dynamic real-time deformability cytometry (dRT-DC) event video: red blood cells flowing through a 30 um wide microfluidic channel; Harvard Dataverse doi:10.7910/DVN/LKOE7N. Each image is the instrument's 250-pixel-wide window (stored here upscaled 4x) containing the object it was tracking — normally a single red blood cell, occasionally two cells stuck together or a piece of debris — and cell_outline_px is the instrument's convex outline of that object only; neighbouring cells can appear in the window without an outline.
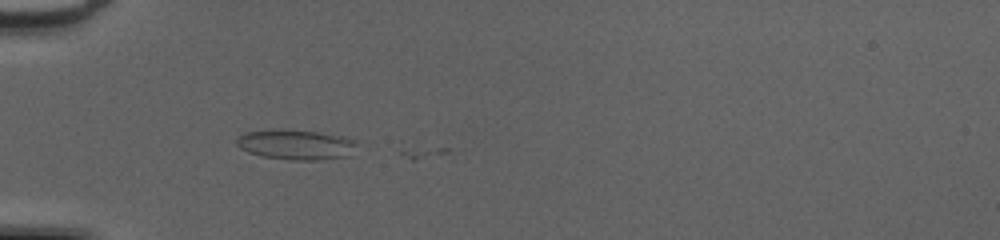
{"species": "common noctule bat (a hibernating species)", "species_latin": "Nyctalus noctula", "temperature_condition": "cold", "stored_images_in_passage": 3, "camera_frame_rate_fps": 3000, "um_per_image_px": 0.085, "animal": {"sex": "female", "body_mass_g": 20.0, "forearm_length_mm": 54.0}, "frame": {"image": 1, "passage_image": 2, "time_ms": 0.333, "image_size_px": [1000, 240], "cell_outline_px": [[356, 144], [348, 156], [320, 160], [292, 160], [264, 156], [248, 152], [240, 148], [236, 144], [236, 136], [244, 132], [316, 132], [344, 136], [356, 140]], "centroid_in_image_um": [25.18, 12.33], "position_along_channel_um": 59.8, "area_um2": 20.17}}